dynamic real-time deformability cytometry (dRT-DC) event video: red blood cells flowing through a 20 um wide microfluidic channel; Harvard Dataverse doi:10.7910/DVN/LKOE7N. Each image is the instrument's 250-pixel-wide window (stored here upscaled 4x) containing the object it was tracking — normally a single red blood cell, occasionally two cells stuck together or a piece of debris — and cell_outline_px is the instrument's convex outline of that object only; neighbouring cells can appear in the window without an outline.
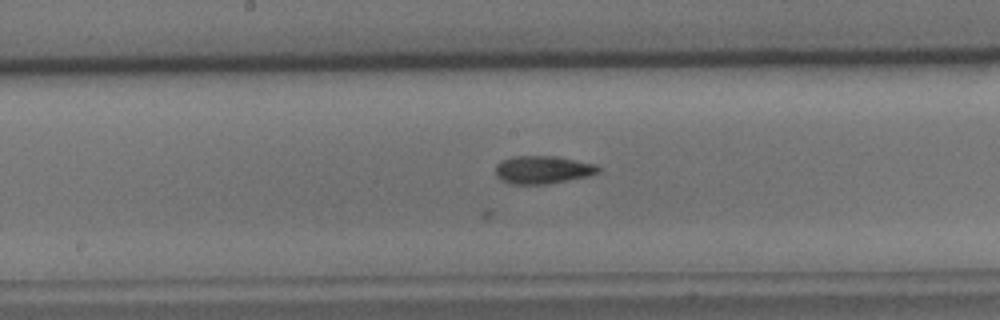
{"species": "common noctule bat (a hibernating species)", "species_latin": "Nyctalus noctula", "temperature_condition": "cold", "stored_images_in_passage": 46, "camera_frame_rate_fps": 3000, "um_per_image_px": 0.085, "animal": {"sex": "male", "body_mass_g": 15.6}, "frame": {"image": 1, "passage_image": 19, "time_ms": 6.0, "image_size_px": [1000, 320], "cell_outline_px": [[600, 172], [588, 176], [548, 184], [512, 184], [500, 180], [496, 176], [496, 164], [512, 156], [556, 156], [596, 164], [600, 168]], "centroid_in_image_um": [46.14, 14.43], "position_along_channel_um": 202.1, "area_um2": 16.76}}
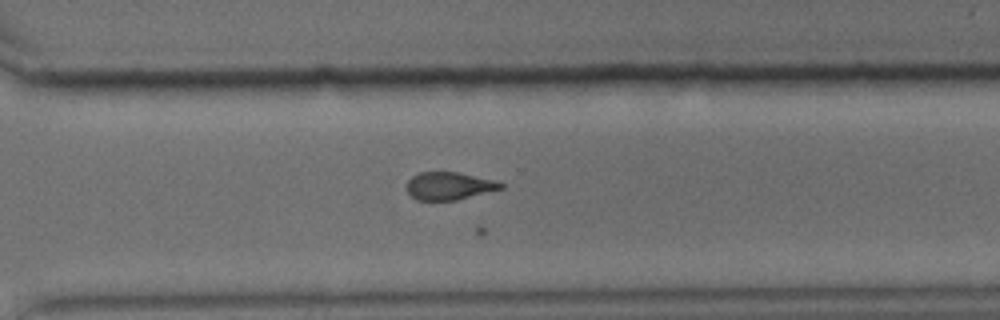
{"frame": {"image": 2, "passage_image": 30, "time_ms": 9.667, "image_size_px": [1000, 320], "cell_outline_px": [[504, 188], [456, 200], [416, 200], [408, 192], [408, 180], [412, 176], [420, 172], [460, 172], [496, 180], [504, 184]], "centroid_in_image_um": [38.21, 15.79], "position_along_channel_um": 332.4, "area_um2": 15.2}}
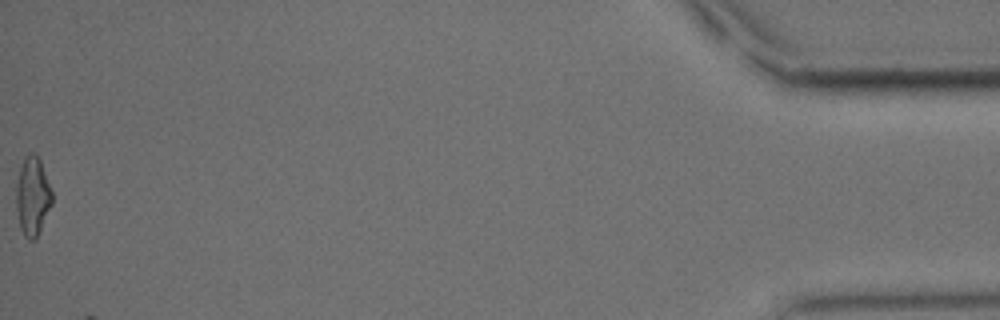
{"frame": {"image": 3, "passage_image": 46, "time_ms": 15.0, "image_size_px": [1000, 320], "cell_outline_px": [[52, 204], [36, 236], [32, 240], [28, 240], [24, 236], [20, 228], [16, 208], [16, 188], [20, 168], [24, 156], [28, 152], [36, 152], [40, 160], [52, 192]], "centroid_in_image_um": [2.75, 16.64], "position_along_channel_um": 432.4, "area_um2": 16.3}}